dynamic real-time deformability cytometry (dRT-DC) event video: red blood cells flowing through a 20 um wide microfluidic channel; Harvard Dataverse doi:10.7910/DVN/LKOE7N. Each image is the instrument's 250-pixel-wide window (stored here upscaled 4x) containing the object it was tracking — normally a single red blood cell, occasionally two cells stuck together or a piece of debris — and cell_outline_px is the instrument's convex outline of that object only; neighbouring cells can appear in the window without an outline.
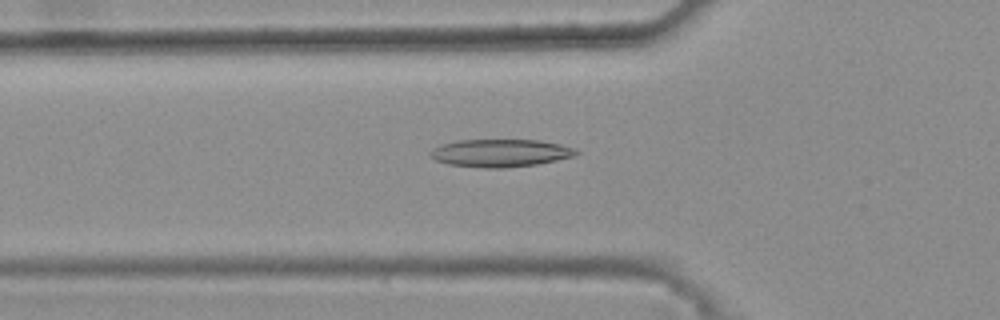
{"species": "common noctule bat (a hibernating species)", "species_latin": "Nyctalus noctula", "temperature_condition": "warm", "stored_images_in_passage": 41, "camera_frame_rate_fps": 3000, "um_per_image_px": 0.085, "animal": {"sex": "female", "body_mass_g": 25.1}, "frame": {"image": 1, "passage_image": 13, "time_ms": 4.0, "image_size_px": [1000, 320], "cell_outline_px": [[580, 152], [576, 156], [536, 164], [504, 168], [484, 168], [448, 164], [436, 160], [428, 152], [432, 148], [456, 140], [540, 140], [560, 144], [576, 148]], "centroid_in_image_um": [42.56, 13.0], "position_along_channel_um": 83.2, "area_um2": 23.58}}
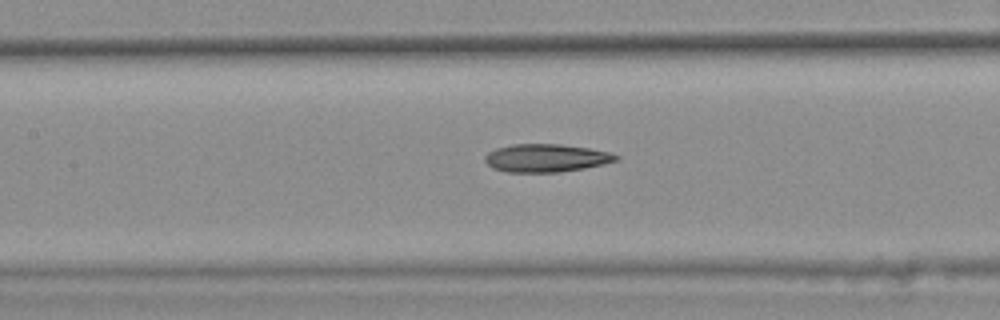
{"frame": {"image": 2, "passage_image": 19, "time_ms": 6.0, "image_size_px": [1000, 320], "cell_outline_px": [[620, 160], [604, 164], [584, 168], [556, 172], [504, 172], [492, 168], [484, 160], [484, 156], [488, 152], [496, 148], [512, 144], [560, 144], [588, 148], [608, 152], [620, 156]], "centroid_in_image_um": [46.4, 13.43], "position_along_channel_um": 161.0, "area_um2": 21.44}}
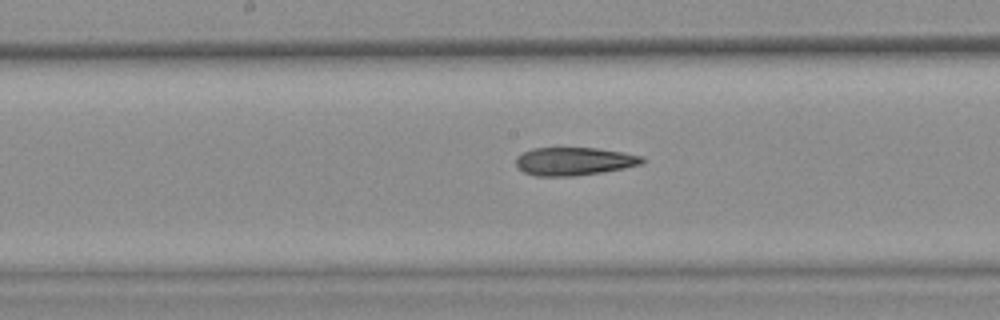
{"frame": {"image": 3, "passage_image": 22, "time_ms": 7.0, "image_size_px": [1000, 320], "cell_outline_px": [[644, 164], [624, 168], [576, 176], [536, 176], [524, 172], [516, 164], [516, 156], [520, 152], [532, 148], [596, 148], [644, 156]], "centroid_in_image_um": [48.78, 13.71], "position_along_channel_um": 199.4, "area_um2": 20.69}, "authors_computed_cell_mechanics": {"area_um2": 21.2704, "velocity_mm_per_s": 3.8555, "shape_relaxation_time_tau1_ms": null, "shape_relaxation_time_tau2_ms": 10.6423, "deformation_change_tau1": null, "deformation_change_tau2": 0.2677}}